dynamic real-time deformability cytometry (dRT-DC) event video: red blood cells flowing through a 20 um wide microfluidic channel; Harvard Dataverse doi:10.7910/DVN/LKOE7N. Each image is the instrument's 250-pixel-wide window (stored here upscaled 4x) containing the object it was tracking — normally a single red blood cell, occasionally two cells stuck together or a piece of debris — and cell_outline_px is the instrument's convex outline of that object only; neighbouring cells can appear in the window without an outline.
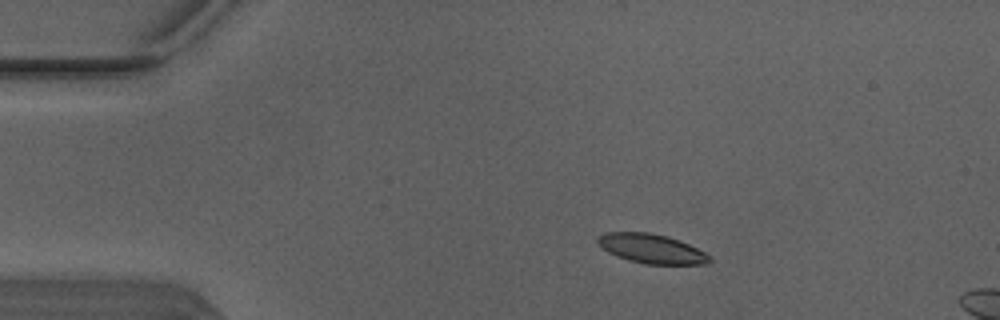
{"species": "Egyptian fruit bat (a non-hibernating species)", "species_latin": "Rousettus aegyptiacus", "temperature_condition": "warm", "stored_images_in_passage": 3, "segment_of_instrument_passage": [1, 2], "camera_frame_rate_fps": 3000, "um_per_image_px": 0.085, "animal": {"sex": "male"}, "frame": {"image": 1, "passage_image": 1, "time_ms": 0.0, "image_size_px": [1000, 320], "cell_outline_px": [[712, 260], [708, 264], [644, 264], [628, 260], [616, 256], [608, 252], [596, 240], [596, 236], [604, 232], [648, 232], [668, 236], [680, 240], [712, 256]], "centroid_in_image_um": [55.38, 21.13], "position_along_channel_um": 29.6, "area_um2": 19.25}}